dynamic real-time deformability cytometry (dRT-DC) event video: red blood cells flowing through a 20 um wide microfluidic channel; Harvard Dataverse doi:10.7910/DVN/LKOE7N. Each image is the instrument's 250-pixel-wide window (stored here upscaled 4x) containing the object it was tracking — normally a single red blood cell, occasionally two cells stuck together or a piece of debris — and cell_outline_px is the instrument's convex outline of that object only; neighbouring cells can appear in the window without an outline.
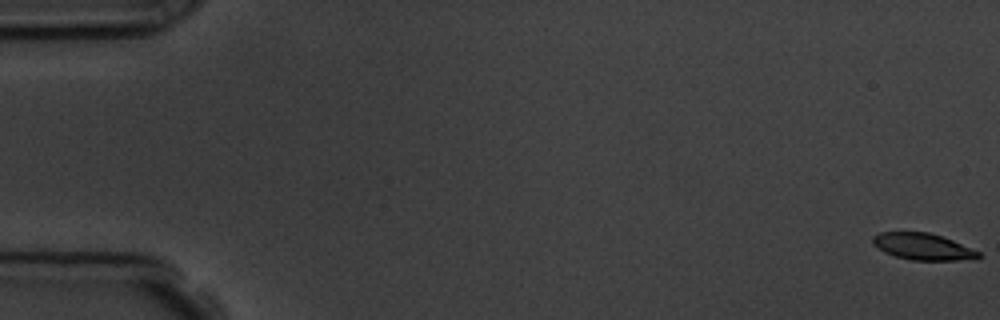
{"species": "common noctule bat (a hibernating species)", "species_latin": "Nyctalus noctula", "temperature_condition": "room temperature", "stored_images_in_passage": 7, "camera_frame_rate_fps": 3000, "um_per_image_px": 0.085, "animal": {"sex": "male", "body_mass_g": 19.5, "forearm_length_mm": 54.6}, "frame": {"image": 1, "passage_image": 1, "time_ms": 0.0, "image_size_px": [1000, 320], "cell_outline_px": [[980, 256], [976, 260], [912, 260], [896, 256], [884, 252], [872, 244], [872, 236], [880, 232], [928, 232], [952, 240], [980, 252]], "centroid_in_image_um": [78.43, 20.96], "position_along_channel_um": 6.6, "area_um2": 16.36}}
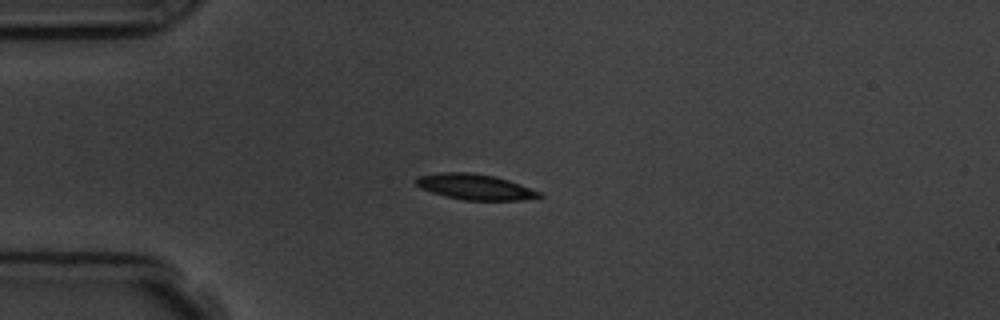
{"frame": {"image": 2, "passage_image": 5, "time_ms": 4.667, "image_size_px": [1000, 320], "cell_outline_px": [[544, 196], [520, 200], [464, 200], [432, 192], [420, 188], [416, 184], [416, 176], [440, 172], [468, 172], [496, 176], [520, 184], [540, 192]], "centroid_in_image_um": [40.36, 15.87], "position_along_channel_um": 44.6, "area_um2": 18.26}}